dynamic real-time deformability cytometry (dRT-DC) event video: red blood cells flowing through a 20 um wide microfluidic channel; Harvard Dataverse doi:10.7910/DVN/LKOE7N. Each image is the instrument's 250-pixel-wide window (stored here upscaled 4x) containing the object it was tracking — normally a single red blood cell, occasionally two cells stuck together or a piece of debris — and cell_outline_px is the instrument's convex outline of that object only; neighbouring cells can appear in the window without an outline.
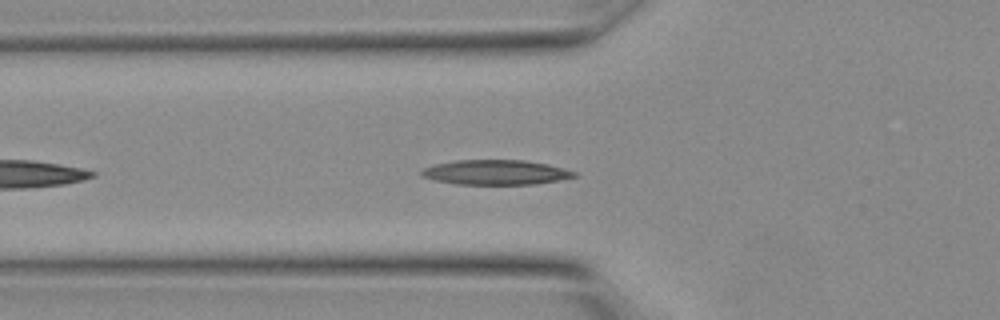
{"species": "Egyptian fruit bat (a non-hibernating species)", "species_latin": "Rousettus aegyptiacus", "temperature_condition": "warm", "stored_images_in_passage": 7, "camera_frame_rate_fps": 3000, "um_per_image_px": 0.085, "animal": {"sex": "female"}, "frame": {"image": 1, "passage_image": 3, "time_ms": 0.667, "image_size_px": [1000, 320], "cell_outline_px": [[576, 176], [556, 180], [532, 184], [456, 184], [436, 180], [424, 176], [420, 172], [424, 168], [436, 164], [456, 160], [524, 160], [548, 164], [576, 172]], "centroid_in_image_um": [42.13, 14.64], "position_along_channel_um": 83.7, "area_um2": 21.68}}
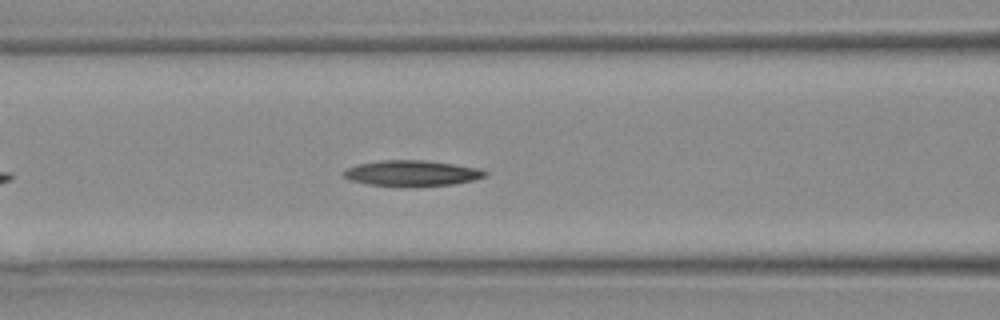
{"frame": {"image": 2, "passage_image": 5, "time_ms": 1.333, "image_size_px": [1000, 320], "cell_outline_px": [[488, 172], [484, 176], [472, 180], [452, 184], [368, 184], [348, 180], [344, 176], [344, 172], [348, 168], [356, 164], [380, 160], [424, 160], [452, 164], [476, 168]], "centroid_in_image_um": [34.95, 14.68], "position_along_channel_um": 131.6, "area_um2": 20.11}}
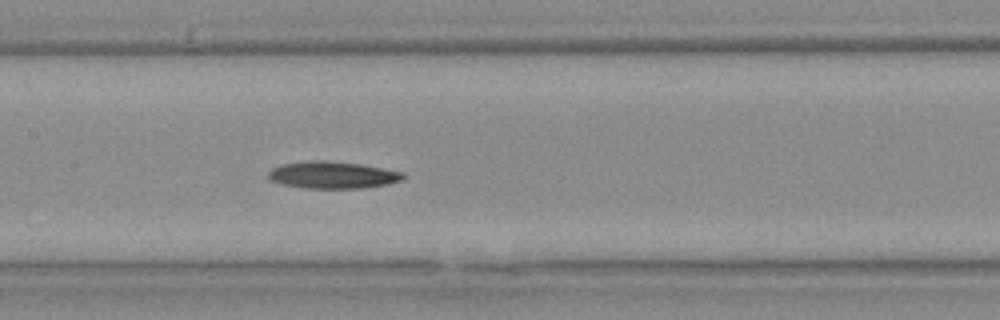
{"frame": {"image": 3, "passage_image": 7, "time_ms": 2.0, "image_size_px": [1000, 320], "cell_outline_px": [[404, 180], [388, 184], [360, 188], [304, 188], [284, 184], [272, 180], [268, 176], [268, 172], [272, 168], [280, 164], [312, 160], [324, 160], [360, 164], [404, 172]], "centroid_in_image_um": [28.29, 14.87], "position_along_channel_um": 179.1, "area_um2": 21.15}}